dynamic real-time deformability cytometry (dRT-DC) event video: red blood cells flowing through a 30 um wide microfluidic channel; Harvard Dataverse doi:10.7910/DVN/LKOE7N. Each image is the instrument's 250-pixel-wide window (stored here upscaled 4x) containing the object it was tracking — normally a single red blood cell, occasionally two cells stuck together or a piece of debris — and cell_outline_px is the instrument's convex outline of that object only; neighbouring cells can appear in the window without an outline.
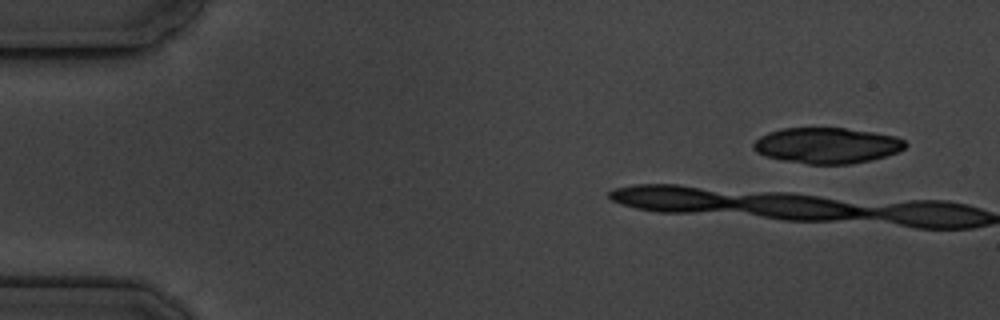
{"species": "common noctule bat (a hibernating species)", "species_latin": "Nyctalus noctula", "temperature_condition": "cold", "stored_images_in_passage": 3, "camera_frame_rate_fps": 3000, "um_per_image_px": 0.085, "animal": {"sex": "male", "body_mass_g": 19.5, "forearm_length_mm": 54.6}, "frame": {"image": 1, "passage_image": 1, "time_ms": 0.0, "image_size_px": [1000, 320], "cell_outline_px": [[908, 144], [904, 148], [896, 152], [872, 160], [852, 164], [808, 164], [784, 160], [764, 156], [756, 152], [752, 148], [752, 144], [760, 136], [768, 132], [780, 128], [844, 128], [872, 132], [896, 136], [904, 140]], "centroid_in_image_um": [70.26, 12.36], "position_along_channel_um": 14.7, "area_um2": 31.73}}